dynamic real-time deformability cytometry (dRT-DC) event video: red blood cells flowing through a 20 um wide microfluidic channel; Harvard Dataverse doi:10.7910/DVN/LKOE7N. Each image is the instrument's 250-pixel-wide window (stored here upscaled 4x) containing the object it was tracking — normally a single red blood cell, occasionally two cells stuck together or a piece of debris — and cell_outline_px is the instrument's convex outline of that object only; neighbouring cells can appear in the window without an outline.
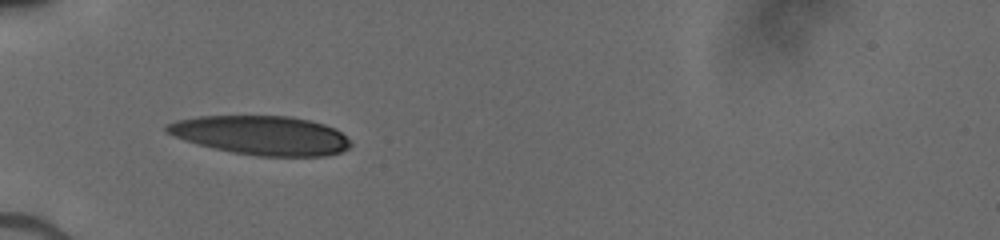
{"species": "human", "species_latin": "Homo sapiens", "temperature_condition": "cold", "stored_images_in_passage": 50, "camera_frame_rate_fps": 3000, "um_per_image_px": 0.085, "donor": {"sex": "male"}, "frame": {"image": 1, "passage_image": 1, "time_ms": 0.0, "image_size_px": [1000, 240], "cell_outline_px": [[352, 144], [348, 148], [340, 152], [324, 156], [256, 156], [232, 152], [212, 148], [196, 144], [184, 140], [164, 132], [164, 124], [176, 120], [200, 116], [288, 116], [308, 120], [324, 124], [336, 128]], "centroid_in_image_um": [22.15, 11.5], "position_along_channel_um": 62.8, "area_um2": 41.96}}
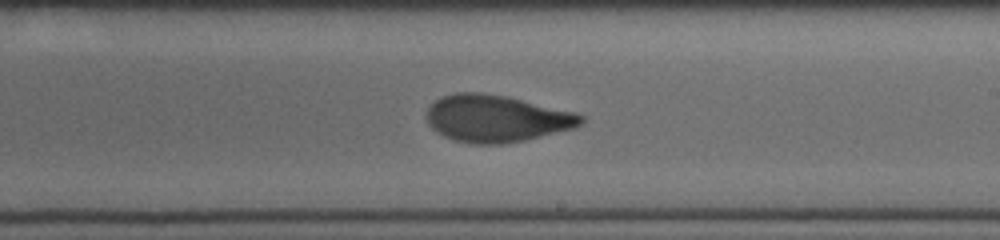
{"frame": {"image": 2, "passage_image": 19, "time_ms": 4.667, "image_size_px": [1000, 240], "cell_outline_px": [[584, 120], [576, 128], [524, 140], [504, 144], [472, 144], [452, 140], [436, 132], [428, 124], [428, 108], [440, 96], [456, 92], [480, 92], [508, 96], [576, 112], [584, 116]], "centroid_in_image_um": [42.2, 10.07], "position_along_channel_um": 246.8, "area_um2": 42.6}}
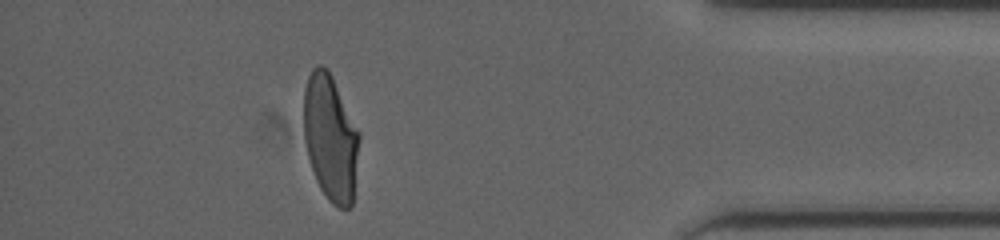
{"frame": {"image": 3, "passage_image": 41, "time_ms": 9.333, "image_size_px": [1000, 240], "cell_outline_px": [[360, 140], [352, 204], [348, 208], [340, 208], [332, 204], [328, 200], [320, 188], [316, 180], [308, 156], [304, 140], [304, 88], [308, 76], [312, 68], [316, 64], [320, 64], [328, 68], [360, 132]], "centroid_in_image_um": [28.09, 11.68], "position_along_channel_um": 407.1, "area_um2": 41.04}}